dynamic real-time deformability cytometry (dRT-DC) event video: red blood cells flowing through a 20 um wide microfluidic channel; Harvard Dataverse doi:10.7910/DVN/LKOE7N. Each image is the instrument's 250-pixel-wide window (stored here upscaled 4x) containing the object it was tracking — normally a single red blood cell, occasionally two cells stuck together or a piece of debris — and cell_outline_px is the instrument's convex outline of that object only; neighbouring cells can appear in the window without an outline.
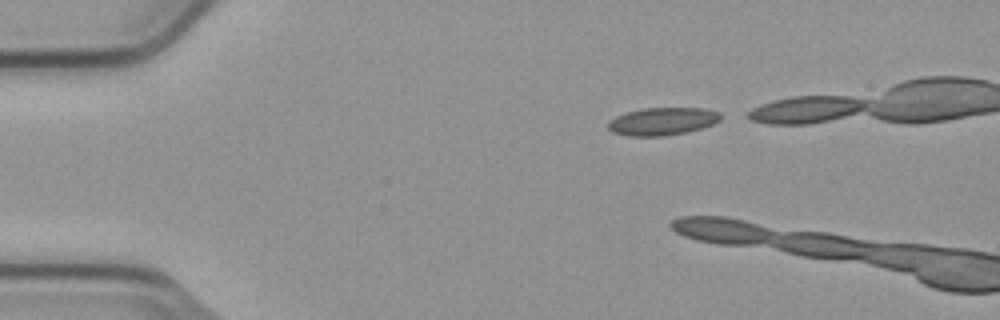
{"species": "common noctule bat (a hibernating species)", "species_latin": "Nyctalus noctula", "temperature_condition": "cold", "stored_images_in_passage": 2, "camera_frame_rate_fps": 3000, "um_per_image_px": 0.085, "animal": {"sex": "male", "body_mass_g": 23.1, "forearm_length_mm": 52.7}, "frame": {"image": 1, "passage_image": 1, "time_ms": 0.0, "image_size_px": [1000, 320], "cell_outline_px": [[720, 120], [712, 124], [688, 132], [664, 136], [628, 136], [612, 132], [608, 128], [608, 120], [616, 116], [628, 112], [644, 108], [704, 108], [720, 112]], "centroid_in_image_um": [56.29, 10.32], "position_along_channel_um": 28.7, "area_um2": 18.15}}